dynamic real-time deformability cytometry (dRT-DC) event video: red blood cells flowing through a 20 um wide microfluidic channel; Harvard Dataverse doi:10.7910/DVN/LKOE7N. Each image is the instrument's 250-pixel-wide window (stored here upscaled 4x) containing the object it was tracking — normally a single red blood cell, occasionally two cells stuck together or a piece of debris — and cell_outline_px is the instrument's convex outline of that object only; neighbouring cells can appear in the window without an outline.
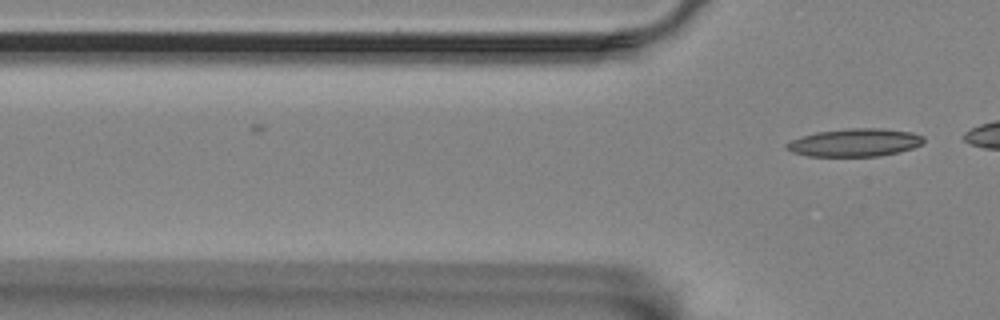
{"species": "Egyptian fruit bat (a non-hibernating species)", "species_latin": "Rousettus aegyptiacus", "temperature_condition": "room temperature", "stored_images_in_passage": 14, "camera_frame_rate_fps": 3000, "um_per_image_px": 0.085, "animal": {"sex": "female"}, "frame": {"image": 1, "passage_image": 14, "time_ms": 4.333, "image_size_px": [1000, 320], "cell_outline_px": [[924, 144], [900, 152], [880, 156], [808, 156], [792, 152], [784, 148], [784, 144], [800, 136], [816, 132], [852, 128], [880, 128], [912, 132], [924, 136]], "centroid_in_image_um": [72.66, 12.12], "position_along_channel_um": 53.1, "area_um2": 22.48}}